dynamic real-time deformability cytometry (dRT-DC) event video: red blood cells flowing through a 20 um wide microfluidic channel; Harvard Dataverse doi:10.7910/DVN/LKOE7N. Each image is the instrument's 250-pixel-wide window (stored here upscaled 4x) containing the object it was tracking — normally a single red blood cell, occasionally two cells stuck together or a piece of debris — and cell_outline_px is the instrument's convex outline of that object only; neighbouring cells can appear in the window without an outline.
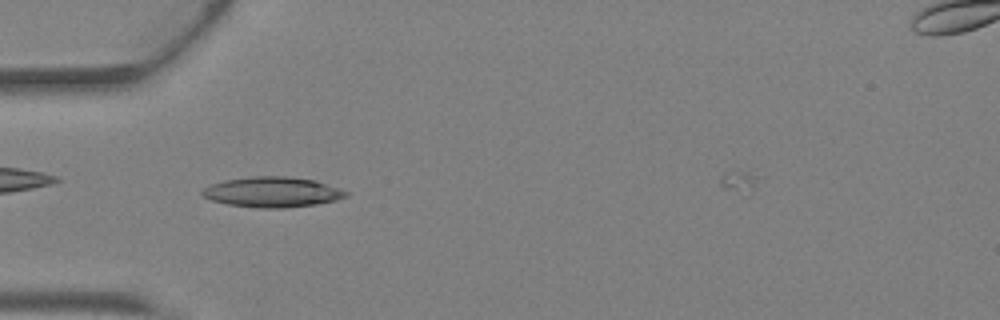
{"species": "Egyptian fruit bat (a non-hibernating species)", "species_latin": "Rousettus aegyptiacus", "temperature_condition": "warm", "stored_images_in_passage": 28, "camera_frame_rate_fps": 3000, "um_per_image_px": 0.085, "animal": {"sex": "female"}, "frame": {"image": 1, "passage_image": 1, "time_ms": 0.0, "image_size_px": [1000, 320], "cell_outline_px": [[348, 196], [336, 200], [316, 204], [284, 208], [260, 208], [228, 204], [212, 200], [204, 196], [200, 192], [204, 188], [212, 184], [224, 180], [252, 176], [288, 176], [316, 180], [340, 188], [348, 192]], "centroid_in_image_um": [23.18, 16.32], "position_along_channel_um": 61.8, "area_um2": 25.37}}
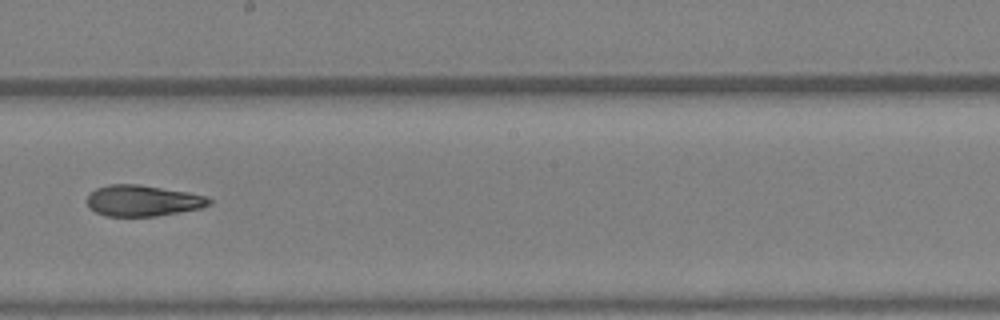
{"frame": {"image": 2, "passage_image": 12, "time_ms": 3.667, "image_size_px": [1000, 320], "cell_outline_px": [[212, 204], [200, 208], [156, 216], [108, 216], [96, 212], [88, 208], [88, 196], [96, 188], [108, 184], [140, 184], [188, 192], [208, 196], [212, 200]], "centroid_in_image_um": [12.16, 17.05], "position_along_channel_um": 236.0, "area_um2": 22.14}}
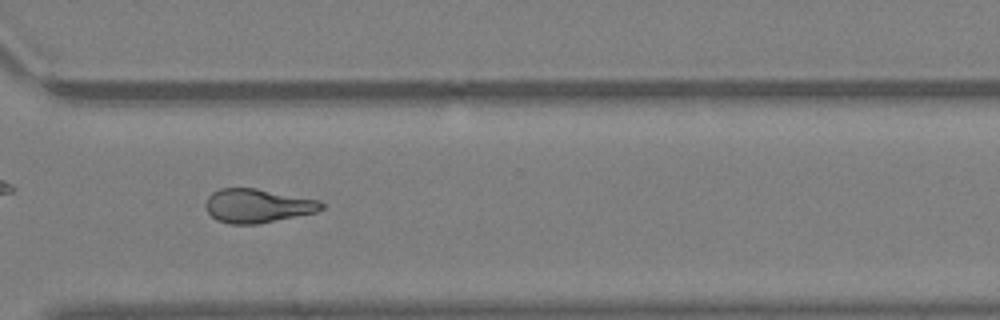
{"frame": {"image": 3, "passage_image": 19, "time_ms": 6.0, "image_size_px": [1000, 320], "cell_outline_px": [[324, 208], [316, 212], [256, 224], [228, 224], [216, 220], [204, 208], [204, 204], [208, 196], [212, 192], [220, 188], [256, 188], [320, 200], [324, 204]], "centroid_in_image_um": [21.86, 17.48], "position_along_channel_um": 348.7, "area_um2": 22.95}}